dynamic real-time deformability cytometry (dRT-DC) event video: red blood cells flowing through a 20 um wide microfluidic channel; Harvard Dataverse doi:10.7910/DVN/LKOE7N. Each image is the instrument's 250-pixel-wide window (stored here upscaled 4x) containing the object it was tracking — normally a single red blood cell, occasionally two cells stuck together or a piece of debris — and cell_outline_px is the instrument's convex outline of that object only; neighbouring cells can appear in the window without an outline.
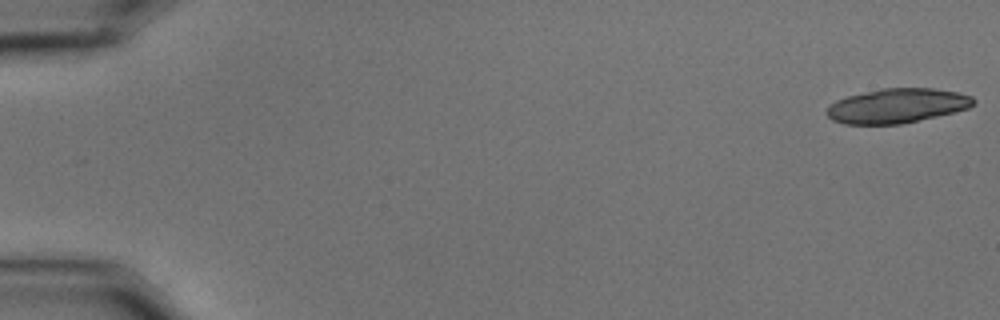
{"species": "common noctule bat (a hibernating species)", "species_latin": "Nyctalus noctula", "temperature_condition": "cold", "stored_images_in_passage": 22, "camera_frame_rate_fps": 3000, "um_per_image_px": 0.085, "animal": {"sex": "male", "body_mass_g": 15.6}, "frame": {"image": 1, "passage_image": 1, "time_ms": 0.0, "image_size_px": [1000, 320], "cell_outline_px": [[976, 104], [968, 108], [936, 116], [900, 124], [844, 124], [832, 120], [824, 112], [836, 100], [848, 96], [880, 88], [932, 88], [956, 92], [972, 96], [976, 100]], "centroid_in_image_um": [76.24, 8.99], "position_along_channel_um": 8.8, "area_um2": 29.36}}